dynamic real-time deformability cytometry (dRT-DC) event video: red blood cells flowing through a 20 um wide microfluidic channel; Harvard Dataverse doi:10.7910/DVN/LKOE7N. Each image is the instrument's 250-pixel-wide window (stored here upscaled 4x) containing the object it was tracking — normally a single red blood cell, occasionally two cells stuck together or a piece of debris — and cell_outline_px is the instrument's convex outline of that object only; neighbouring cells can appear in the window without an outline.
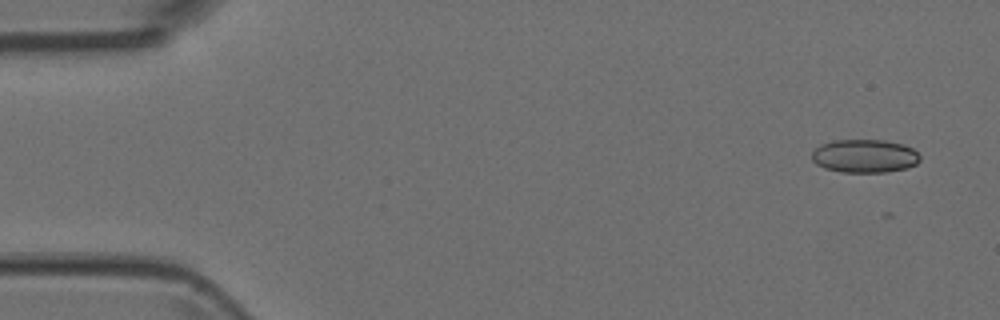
{"species": "Egyptian fruit bat (a non-hibernating species)", "species_latin": "Rousettus aegyptiacus", "temperature_condition": "room temperature", "stored_images_in_passage": 7, "camera_frame_rate_fps": 3000, "um_per_image_px": 0.085, "animal": {"sex": "female"}, "frame": {"image": 1, "passage_image": 1, "time_ms": 0.0, "image_size_px": [1000, 320], "cell_outline_px": [[920, 160], [916, 164], [908, 168], [888, 172], [840, 172], [824, 168], [816, 164], [812, 160], [812, 152], [820, 144], [832, 140], [884, 140], [904, 144], [912, 148], [920, 156]], "centroid_in_image_um": [73.49, 13.26], "position_along_channel_um": 11.5, "area_um2": 21.21}}
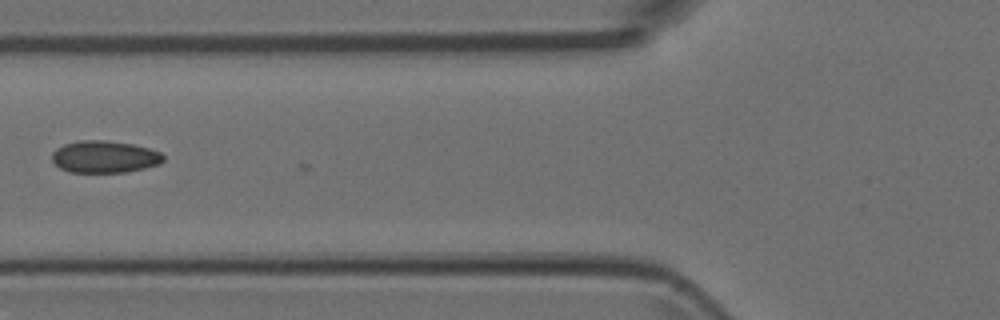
{"frame": {"image": 2, "passage_image": 6, "time_ms": 1.667, "image_size_px": [1000, 320], "cell_outline_px": [[164, 160], [160, 164], [144, 168], [124, 172], [68, 172], [60, 168], [52, 160], [52, 152], [56, 148], [64, 144], [80, 140], [104, 140], [132, 144], [148, 148], [160, 152], [164, 156]], "centroid_in_image_um": [8.87, 13.32], "position_along_channel_um": 116.9, "area_um2": 20.81}}
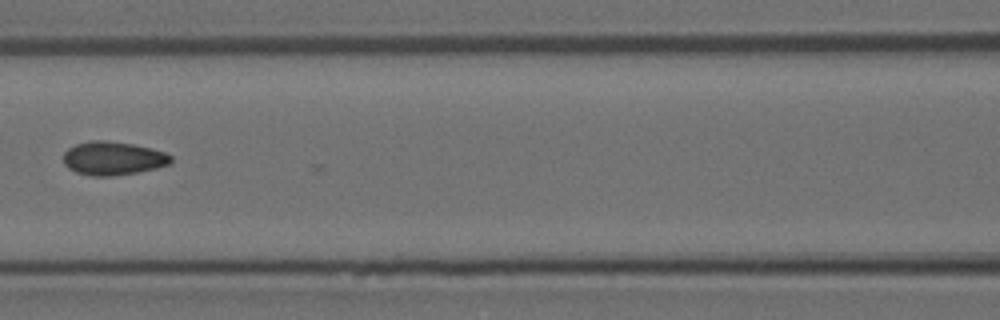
{"frame": {"image": 3, "passage_image": 7, "time_ms": 2.0, "image_size_px": [1000, 320], "cell_outline_px": [[172, 160], [168, 164], [156, 168], [136, 172], [112, 176], [92, 176], [76, 172], [68, 168], [64, 164], [64, 152], [68, 148], [76, 144], [92, 140], [104, 140], [132, 144], [152, 148], [164, 152], [172, 156]], "centroid_in_image_um": [9.59, 13.45], "position_along_channel_um": 157.0, "area_um2": 20.92}}